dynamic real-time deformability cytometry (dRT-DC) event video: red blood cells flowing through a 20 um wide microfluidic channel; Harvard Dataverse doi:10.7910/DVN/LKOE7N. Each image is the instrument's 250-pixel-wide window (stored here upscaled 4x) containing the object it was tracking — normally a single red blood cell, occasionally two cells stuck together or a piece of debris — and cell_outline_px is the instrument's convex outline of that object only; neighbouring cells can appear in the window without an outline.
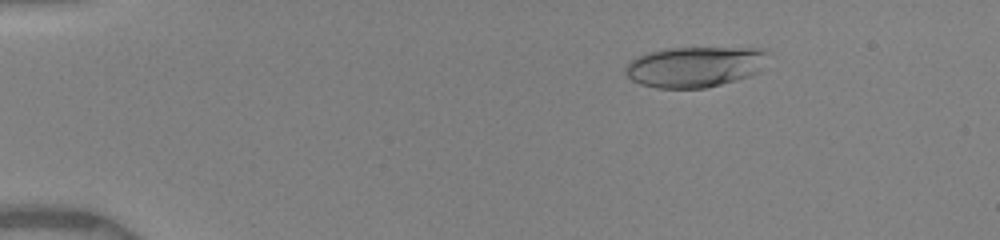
{"species": "human", "species_latin": "Homo sapiens", "temperature_condition": "warm", "stored_images_in_passage": 12, "camera_frame_rate_fps": 3000, "um_per_image_px": 0.085, "donor": {"sex": "female"}, "frame": {"image": 1, "passage_image": 6, "time_ms": 2.0, "image_size_px": [1000, 240], "cell_outline_px": [[768, 52], [756, 72], [748, 76], [736, 80], [704, 88], [656, 88], [640, 84], [632, 80], [624, 72], [624, 68], [628, 60], [648, 52], [668, 48], [768, 48]], "centroid_in_image_um": [58.98, 5.67], "position_along_channel_um": 26.0, "area_um2": 33.58}}
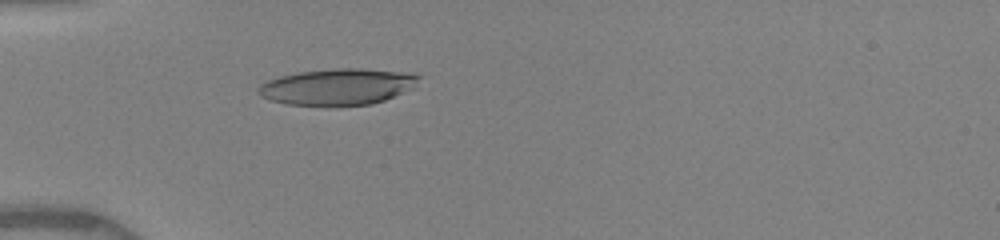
{"frame": {"image": 2, "passage_image": 9, "time_ms": 4.667, "image_size_px": [1000, 240], "cell_outline_px": [[420, 76], [412, 88], [384, 100], [372, 104], [332, 108], [328, 108], [288, 104], [272, 100], [260, 96], [256, 92], [256, 88], [260, 84], [268, 80], [280, 76], [300, 72], [332, 68], [360, 68], [396, 72]], "centroid_in_image_um": [28.59, 7.41], "position_along_channel_um": 56.4, "area_um2": 34.33}}
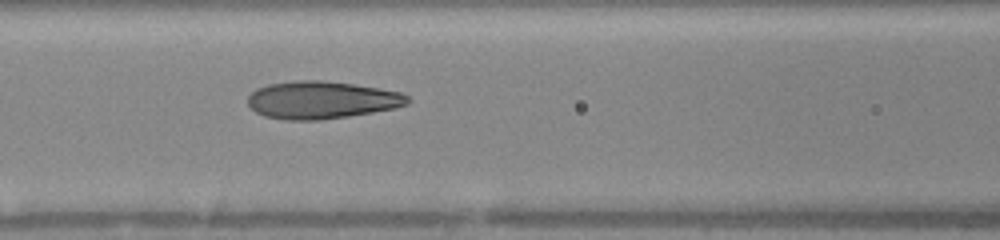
{"frame": {"image": 3, "passage_image": 12, "time_ms": 7.0, "image_size_px": [1000, 240], "cell_outline_px": [[412, 100], [408, 104], [392, 108], [372, 112], [348, 116], [320, 120], [284, 120], [264, 116], [256, 112], [248, 104], [248, 96], [256, 88], [268, 84], [296, 80], [320, 80], [352, 84], [400, 92], [408, 96]], "centroid_in_image_um": [27.3, 8.5], "position_along_channel_um": 139.3, "area_um2": 34.85}}